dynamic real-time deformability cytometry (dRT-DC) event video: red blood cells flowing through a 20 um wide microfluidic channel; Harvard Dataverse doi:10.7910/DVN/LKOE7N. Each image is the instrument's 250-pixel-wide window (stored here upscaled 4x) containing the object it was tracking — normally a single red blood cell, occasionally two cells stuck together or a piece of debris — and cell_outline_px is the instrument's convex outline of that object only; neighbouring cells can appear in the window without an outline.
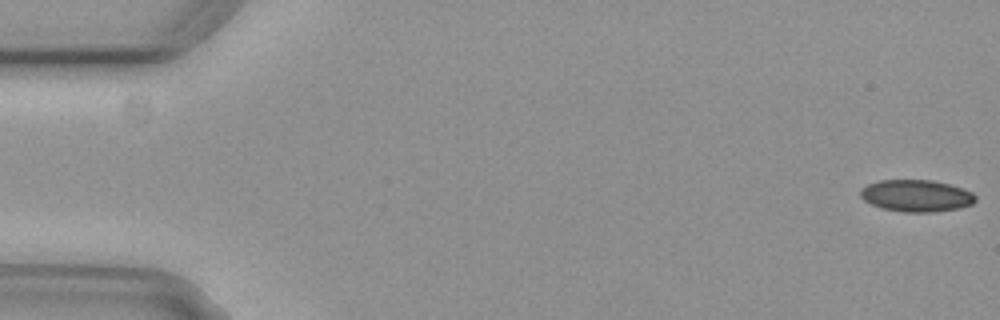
{"species": "common noctule bat (a hibernating species)", "species_latin": "Nyctalus noctula", "temperature_condition": "cold", "stored_images_in_passage": 6, "camera_frame_rate_fps": 3000, "um_per_image_px": 0.085, "animal": {"sex": "female", "body_mass_g": 29.2, "forearm_length_mm": 56.3}, "frame": {"image": 1, "passage_image": 1, "time_ms": 0.0, "image_size_px": [1000, 320], "cell_outline_px": [[976, 200], [972, 204], [956, 208], [932, 212], [904, 212], [880, 208], [864, 200], [860, 196], [860, 188], [868, 184], [880, 180], [932, 180], [948, 184], [972, 192], [976, 196]], "centroid_in_image_um": [77.85, 16.63], "position_along_channel_um": 7.1, "area_um2": 21.27}}
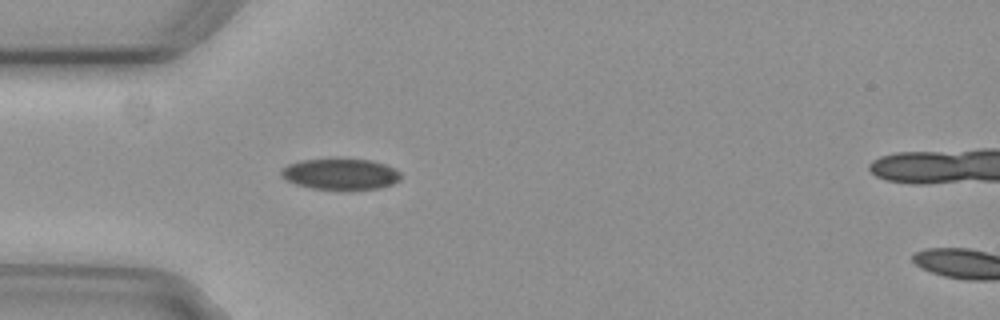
{"frame": {"image": 2, "passage_image": 5, "time_ms": 1.333, "image_size_px": [1000, 320], "cell_outline_px": [[400, 180], [392, 184], [376, 188], [312, 188], [296, 184], [280, 176], [280, 168], [288, 164], [304, 160], [372, 160], [388, 164], [400, 172]], "centroid_in_image_um": [28.94, 14.78], "position_along_channel_um": 56.1, "area_um2": 21.04}}